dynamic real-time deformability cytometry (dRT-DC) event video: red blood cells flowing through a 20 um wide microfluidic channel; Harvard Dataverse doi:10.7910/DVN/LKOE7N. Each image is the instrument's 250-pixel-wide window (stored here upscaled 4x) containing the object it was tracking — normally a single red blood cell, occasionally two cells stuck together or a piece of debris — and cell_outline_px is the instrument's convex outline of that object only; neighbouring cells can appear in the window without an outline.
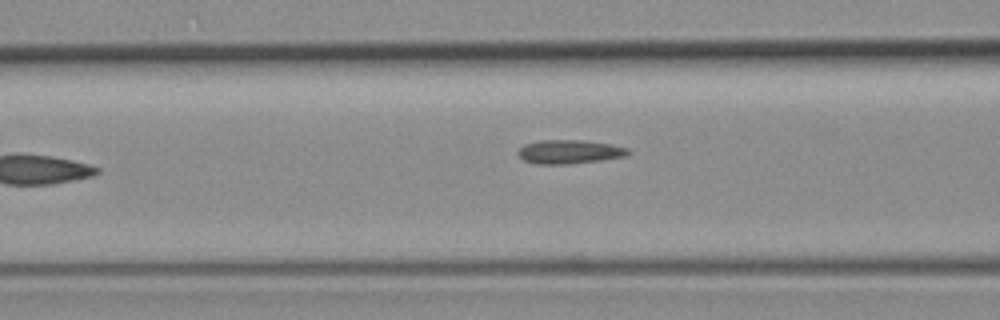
{"species": "common noctule bat (a hibernating species)", "species_latin": "Nyctalus noctula", "temperature_condition": "room temperature", "stored_images_in_passage": 7, "camera_frame_rate_fps": 3000, "um_per_image_px": 0.085, "animal": {"sex": "female", "body_mass_g": 19.3, "forearm_length_mm": 54.1}, "frame": {"image": 1, "passage_image": 6, "time_ms": 6.333, "image_size_px": [1000, 320], "cell_outline_px": [[632, 152], [628, 156], [600, 160], [568, 164], [536, 164], [524, 160], [516, 152], [524, 144], [540, 140], [584, 140], [612, 144], [628, 148]], "centroid_in_image_um": [48.43, 12.89], "position_along_channel_um": 118.2, "area_um2": 15.43}}
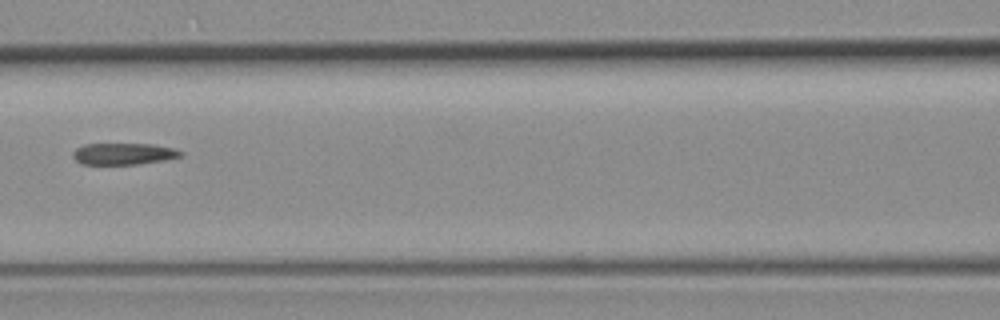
{"frame": {"image": 2, "passage_image": 7, "time_ms": 7.333, "image_size_px": [1000, 320], "cell_outline_px": [[184, 152], [180, 156], [164, 160], [136, 164], [80, 164], [72, 156], [72, 152], [76, 148], [84, 144], [152, 144], [176, 148]], "centroid_in_image_um": [10.49, 13.07], "position_along_channel_um": 156.1, "area_um2": 13.58}}